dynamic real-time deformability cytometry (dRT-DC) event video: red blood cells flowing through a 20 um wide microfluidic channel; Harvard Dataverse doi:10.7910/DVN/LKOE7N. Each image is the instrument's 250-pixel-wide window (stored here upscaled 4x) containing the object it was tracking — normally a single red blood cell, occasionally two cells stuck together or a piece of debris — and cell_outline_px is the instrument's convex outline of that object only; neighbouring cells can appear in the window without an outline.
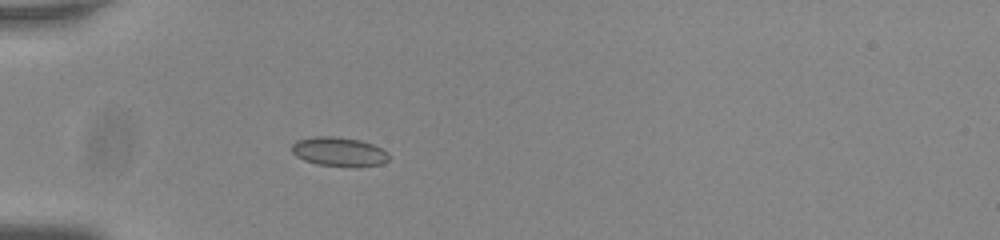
{"species": "common noctule bat (a hibernating species)", "species_latin": "Nyctalus noctula", "temperature_condition": "room temperature", "stored_images_in_passage": 38, "camera_frame_rate_fps": 3000, "um_per_image_px": 0.085, "animal": {"sex": "male", "body_mass_g": 20.0, "forearm_length_mm": 53.3}, "frame": {"image": 1, "passage_image": 1, "time_ms": 0.0, "image_size_px": [1000, 240], "cell_outline_px": [[388, 160], [380, 164], [356, 168], [316, 164], [304, 160], [296, 156], [292, 152], [292, 144], [296, 140], [316, 136], [332, 136], [360, 140], [372, 144], [388, 152]], "centroid_in_image_um": [28.81, 12.91], "position_along_channel_um": 56.2, "area_um2": 16.65}}
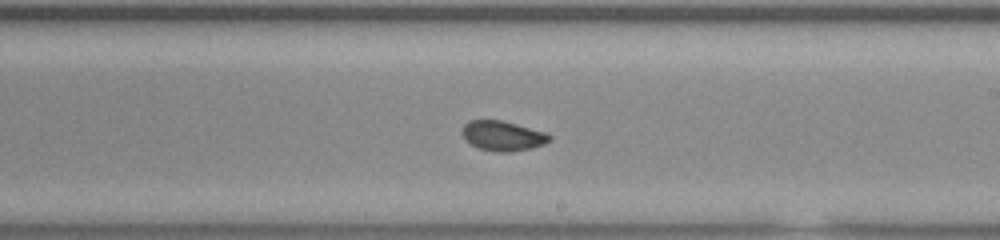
{"frame": {"image": 2, "passage_image": 17, "time_ms": 5.333, "image_size_px": [1000, 240], "cell_outline_px": [[552, 140], [544, 144], [532, 148], [512, 152], [496, 152], [480, 148], [464, 140], [464, 124], [468, 120], [500, 120], [548, 132], [552, 136]], "centroid_in_image_um": [42.8, 11.55], "position_along_channel_um": 246.2, "area_um2": 15.26}}
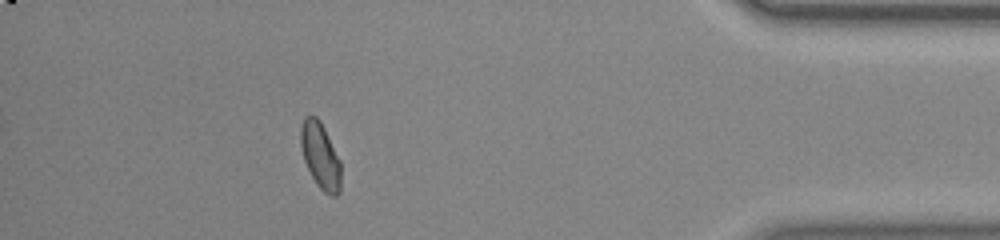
{"frame": {"image": 3, "passage_image": 33, "time_ms": 10.667, "image_size_px": [1000, 240], "cell_outline_px": [[340, 192], [336, 196], [332, 196], [324, 192], [316, 184], [304, 160], [300, 144], [300, 128], [304, 116], [316, 116], [320, 120], [340, 160]], "centroid_in_image_um": [27.22, 13.23], "position_along_channel_um": 408.0, "area_um2": 15.43}, "authors_computed_cell_mechanics": {"area_um2": 15.4037, "velocity_mm_per_s": 3.81, "shape_relaxation_time_tau1_ms": 9.3343, "shape_relaxation_time_tau2_ms": 1.3308, "deformation_change_tau1": 0.1392, "deformation_change_tau2": 0.053}}